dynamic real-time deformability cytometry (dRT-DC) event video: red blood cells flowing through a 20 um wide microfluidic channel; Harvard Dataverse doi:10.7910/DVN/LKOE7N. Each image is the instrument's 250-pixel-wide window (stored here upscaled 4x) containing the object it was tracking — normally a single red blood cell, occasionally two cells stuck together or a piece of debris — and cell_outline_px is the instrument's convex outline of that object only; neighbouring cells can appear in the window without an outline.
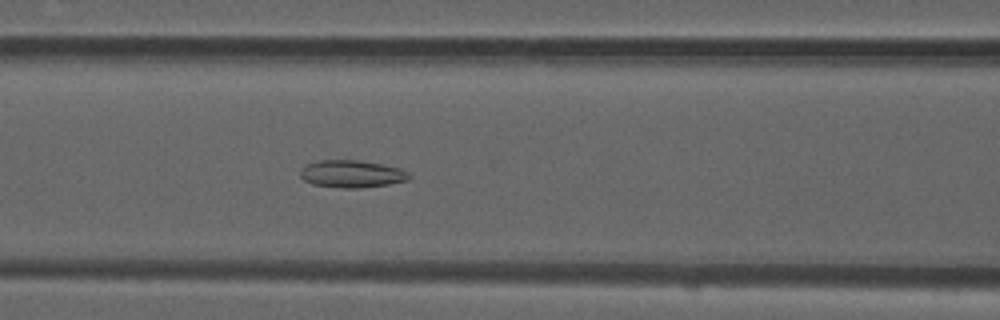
{"species": "common noctule bat (a hibernating species)", "species_latin": "Nyctalus noctula", "temperature_condition": "room temperature", "stored_images_in_passage": 52, "camera_frame_rate_fps": 3000, "um_per_image_px": 0.085, "animal": {"sex": "male", "forearm_length_mm": 52.5}, "frame": {"image": 1, "passage_image": 22, "time_ms": 7.0, "image_size_px": [1000, 320], "cell_outline_px": [[412, 176], [408, 180], [388, 184], [360, 188], [344, 188], [312, 184], [304, 180], [300, 176], [300, 168], [316, 160], [360, 160], [400, 168], [408, 172]], "centroid_in_image_um": [29.89, 14.78], "position_along_channel_um": 136.7, "area_um2": 17.4}}
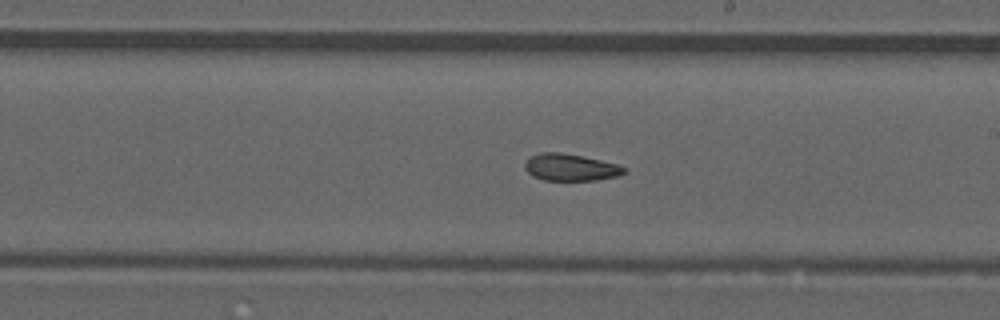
{"frame": {"image": 2, "passage_image": 30, "time_ms": 9.667, "image_size_px": [1000, 320], "cell_outline_px": [[628, 172], [620, 176], [596, 180], [544, 180], [532, 176], [524, 168], [524, 164], [528, 156], [540, 152], [560, 152], [600, 160], [616, 164], [628, 168]], "centroid_in_image_um": [48.49, 14.23], "position_along_channel_um": 240.5, "area_um2": 15.78}}
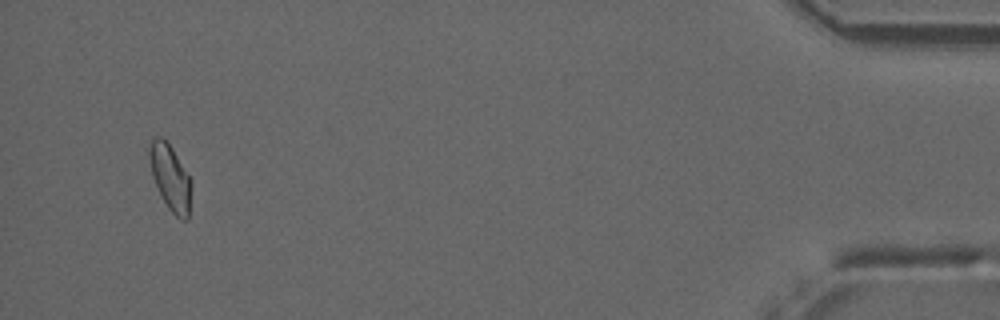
{"frame": {"image": 3, "passage_image": 50, "time_ms": 16.333, "image_size_px": [1000, 320], "cell_outline_px": [[192, 188], [188, 220], [180, 220], [168, 208], [152, 176], [144, 148], [156, 136], [160, 136], [172, 148], [192, 180]], "centroid_in_image_um": [14.45, 15.05], "position_along_channel_um": 420.8, "area_um2": 16.47}}